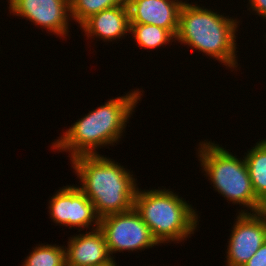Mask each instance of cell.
<instances>
[{
	"label": "cell",
	"mask_w": 266,
	"mask_h": 266,
	"mask_svg": "<svg viewBox=\"0 0 266 266\" xmlns=\"http://www.w3.org/2000/svg\"><path fill=\"white\" fill-rule=\"evenodd\" d=\"M248 10L254 15H259L264 20L266 18V0H248Z\"/></svg>",
	"instance_id": "18"
},
{
	"label": "cell",
	"mask_w": 266,
	"mask_h": 266,
	"mask_svg": "<svg viewBox=\"0 0 266 266\" xmlns=\"http://www.w3.org/2000/svg\"><path fill=\"white\" fill-rule=\"evenodd\" d=\"M71 20L79 25L90 16L127 3V0H69Z\"/></svg>",
	"instance_id": "16"
},
{
	"label": "cell",
	"mask_w": 266,
	"mask_h": 266,
	"mask_svg": "<svg viewBox=\"0 0 266 266\" xmlns=\"http://www.w3.org/2000/svg\"><path fill=\"white\" fill-rule=\"evenodd\" d=\"M243 266H266V241Z\"/></svg>",
	"instance_id": "17"
},
{
	"label": "cell",
	"mask_w": 266,
	"mask_h": 266,
	"mask_svg": "<svg viewBox=\"0 0 266 266\" xmlns=\"http://www.w3.org/2000/svg\"><path fill=\"white\" fill-rule=\"evenodd\" d=\"M80 29L87 39L103 40L104 42H117L126 37L130 31V18L127 3L90 16L81 25ZM95 37V38H94Z\"/></svg>",
	"instance_id": "12"
},
{
	"label": "cell",
	"mask_w": 266,
	"mask_h": 266,
	"mask_svg": "<svg viewBox=\"0 0 266 266\" xmlns=\"http://www.w3.org/2000/svg\"><path fill=\"white\" fill-rule=\"evenodd\" d=\"M182 0H127L130 24H151L169 30L175 37Z\"/></svg>",
	"instance_id": "10"
},
{
	"label": "cell",
	"mask_w": 266,
	"mask_h": 266,
	"mask_svg": "<svg viewBox=\"0 0 266 266\" xmlns=\"http://www.w3.org/2000/svg\"><path fill=\"white\" fill-rule=\"evenodd\" d=\"M48 204L50 218L59 226L77 228L79 232L85 228L87 230L99 228L100 218L96 214L94 205L77 185L60 188Z\"/></svg>",
	"instance_id": "7"
},
{
	"label": "cell",
	"mask_w": 266,
	"mask_h": 266,
	"mask_svg": "<svg viewBox=\"0 0 266 266\" xmlns=\"http://www.w3.org/2000/svg\"><path fill=\"white\" fill-rule=\"evenodd\" d=\"M99 228L105 236L109 254L114 260L115 257L112 255L117 252H138L160 245L134 207L125 212L102 217Z\"/></svg>",
	"instance_id": "6"
},
{
	"label": "cell",
	"mask_w": 266,
	"mask_h": 266,
	"mask_svg": "<svg viewBox=\"0 0 266 266\" xmlns=\"http://www.w3.org/2000/svg\"><path fill=\"white\" fill-rule=\"evenodd\" d=\"M130 34L140 48L147 50L176 42V37L169 30L151 24H130Z\"/></svg>",
	"instance_id": "14"
},
{
	"label": "cell",
	"mask_w": 266,
	"mask_h": 266,
	"mask_svg": "<svg viewBox=\"0 0 266 266\" xmlns=\"http://www.w3.org/2000/svg\"><path fill=\"white\" fill-rule=\"evenodd\" d=\"M10 14L41 26L46 31L65 39L69 34V0H12L8 6Z\"/></svg>",
	"instance_id": "9"
},
{
	"label": "cell",
	"mask_w": 266,
	"mask_h": 266,
	"mask_svg": "<svg viewBox=\"0 0 266 266\" xmlns=\"http://www.w3.org/2000/svg\"><path fill=\"white\" fill-rule=\"evenodd\" d=\"M68 240L66 266H102L114 261L100 228L72 235Z\"/></svg>",
	"instance_id": "11"
},
{
	"label": "cell",
	"mask_w": 266,
	"mask_h": 266,
	"mask_svg": "<svg viewBox=\"0 0 266 266\" xmlns=\"http://www.w3.org/2000/svg\"><path fill=\"white\" fill-rule=\"evenodd\" d=\"M143 92L139 88L133 89L89 111L52 142L53 152H69L68 157L72 159L79 155L99 154L98 148L120 142Z\"/></svg>",
	"instance_id": "1"
},
{
	"label": "cell",
	"mask_w": 266,
	"mask_h": 266,
	"mask_svg": "<svg viewBox=\"0 0 266 266\" xmlns=\"http://www.w3.org/2000/svg\"><path fill=\"white\" fill-rule=\"evenodd\" d=\"M70 160L79 178L77 187L92 202L100 219L134 207L138 185L130 170L101 154L79 155Z\"/></svg>",
	"instance_id": "2"
},
{
	"label": "cell",
	"mask_w": 266,
	"mask_h": 266,
	"mask_svg": "<svg viewBox=\"0 0 266 266\" xmlns=\"http://www.w3.org/2000/svg\"><path fill=\"white\" fill-rule=\"evenodd\" d=\"M134 208L160 245L183 242L193 236L199 224L198 211L166 188L142 190L138 187Z\"/></svg>",
	"instance_id": "4"
},
{
	"label": "cell",
	"mask_w": 266,
	"mask_h": 266,
	"mask_svg": "<svg viewBox=\"0 0 266 266\" xmlns=\"http://www.w3.org/2000/svg\"><path fill=\"white\" fill-rule=\"evenodd\" d=\"M8 1V4L10 5L11 4V2H12V0H7Z\"/></svg>",
	"instance_id": "20"
},
{
	"label": "cell",
	"mask_w": 266,
	"mask_h": 266,
	"mask_svg": "<svg viewBox=\"0 0 266 266\" xmlns=\"http://www.w3.org/2000/svg\"><path fill=\"white\" fill-rule=\"evenodd\" d=\"M23 261L22 266H66L65 246L38 244Z\"/></svg>",
	"instance_id": "15"
},
{
	"label": "cell",
	"mask_w": 266,
	"mask_h": 266,
	"mask_svg": "<svg viewBox=\"0 0 266 266\" xmlns=\"http://www.w3.org/2000/svg\"><path fill=\"white\" fill-rule=\"evenodd\" d=\"M187 1L181 7L176 42L203 52L226 68L237 71L236 35L240 20ZM239 20V21H238Z\"/></svg>",
	"instance_id": "3"
},
{
	"label": "cell",
	"mask_w": 266,
	"mask_h": 266,
	"mask_svg": "<svg viewBox=\"0 0 266 266\" xmlns=\"http://www.w3.org/2000/svg\"><path fill=\"white\" fill-rule=\"evenodd\" d=\"M102 266H119V265H117L116 261L114 260L112 263L105 264V265H102Z\"/></svg>",
	"instance_id": "19"
},
{
	"label": "cell",
	"mask_w": 266,
	"mask_h": 266,
	"mask_svg": "<svg viewBox=\"0 0 266 266\" xmlns=\"http://www.w3.org/2000/svg\"><path fill=\"white\" fill-rule=\"evenodd\" d=\"M257 199L266 207V139L256 142L244 156Z\"/></svg>",
	"instance_id": "13"
},
{
	"label": "cell",
	"mask_w": 266,
	"mask_h": 266,
	"mask_svg": "<svg viewBox=\"0 0 266 266\" xmlns=\"http://www.w3.org/2000/svg\"><path fill=\"white\" fill-rule=\"evenodd\" d=\"M198 145L197 157L201 170L216 192L228 200V203L241 205L243 209L238 210V213L266 210L255 195L244 156L238 158L222 145L207 140Z\"/></svg>",
	"instance_id": "5"
},
{
	"label": "cell",
	"mask_w": 266,
	"mask_h": 266,
	"mask_svg": "<svg viewBox=\"0 0 266 266\" xmlns=\"http://www.w3.org/2000/svg\"><path fill=\"white\" fill-rule=\"evenodd\" d=\"M228 239L226 266H243L266 241V210L238 213Z\"/></svg>",
	"instance_id": "8"
}]
</instances>
